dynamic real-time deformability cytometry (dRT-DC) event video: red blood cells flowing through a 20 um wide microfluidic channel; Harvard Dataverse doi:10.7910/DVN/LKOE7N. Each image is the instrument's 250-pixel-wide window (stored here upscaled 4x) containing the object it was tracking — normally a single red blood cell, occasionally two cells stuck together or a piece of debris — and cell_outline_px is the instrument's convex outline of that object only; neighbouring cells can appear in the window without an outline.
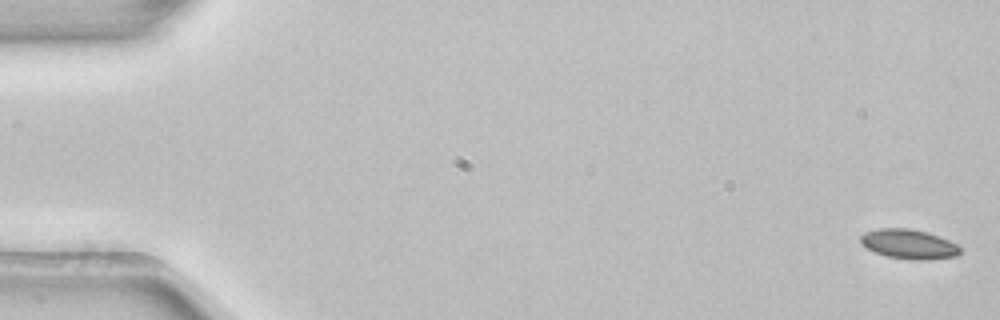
{"species": "common noctule bat (a hibernating species)", "species_latin": "Nyctalus noctula", "temperature_condition": "room temperature", "stored_images_in_passage": 6, "camera_frame_rate_fps": 3000, "um_per_image_px": 0.085, "animal": {"sex": "female", "body_mass_g": 22.7, "forearm_length_mm": 54.2}, "frame": {"image": 1, "passage_image": 1, "time_ms": 0.0, "image_size_px": [1000, 320], "cell_outline_px": [[960, 252], [956, 256], [920, 260], [916, 260], [888, 256], [876, 252], [868, 248], [860, 240], [860, 236], [864, 232], [876, 228], [908, 228], [928, 232], [940, 236], [956, 244], [960, 248]], "centroid_in_image_um": [77.25, 20.72], "position_along_channel_um": 7.8, "area_um2": 16.94}}